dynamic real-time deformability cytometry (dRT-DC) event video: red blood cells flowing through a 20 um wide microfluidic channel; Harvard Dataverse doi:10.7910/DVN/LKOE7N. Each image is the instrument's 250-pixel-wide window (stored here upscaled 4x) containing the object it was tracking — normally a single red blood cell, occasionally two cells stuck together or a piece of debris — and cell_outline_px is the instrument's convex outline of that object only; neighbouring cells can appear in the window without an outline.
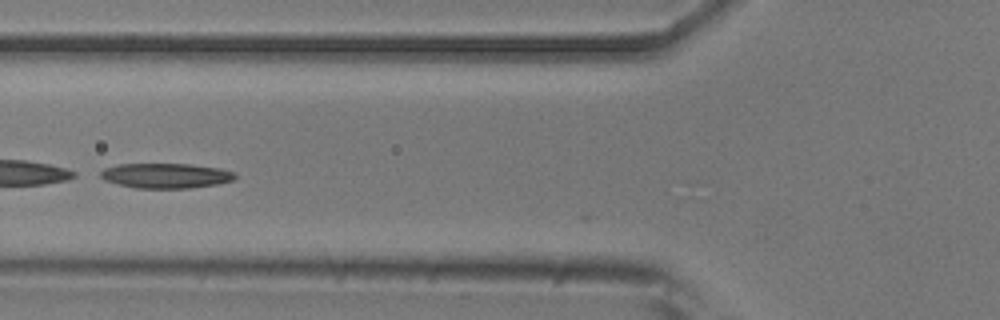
{"species": "common noctule bat (a hibernating species)", "species_latin": "Nyctalus noctula", "temperature_condition": "room temperature", "stored_images_in_passage": 8, "camera_frame_rate_fps": 3000, "um_per_image_px": 0.085, "animal": {"sex": "male", "body_mass_g": 20.5, "forearm_length_mm": 52.5}, "frame": {"image": 1, "passage_image": 5, "time_ms": 1.333, "image_size_px": [1000, 320], "cell_outline_px": [[236, 176], [232, 180], [216, 184], [188, 188], [136, 188], [104, 180], [100, 176], [100, 172], [104, 168], [116, 164], [188, 164], [220, 168], [236, 172]], "centroid_in_image_um": [14.08, 14.92], "position_along_channel_um": 111.7, "area_um2": 19.48}}
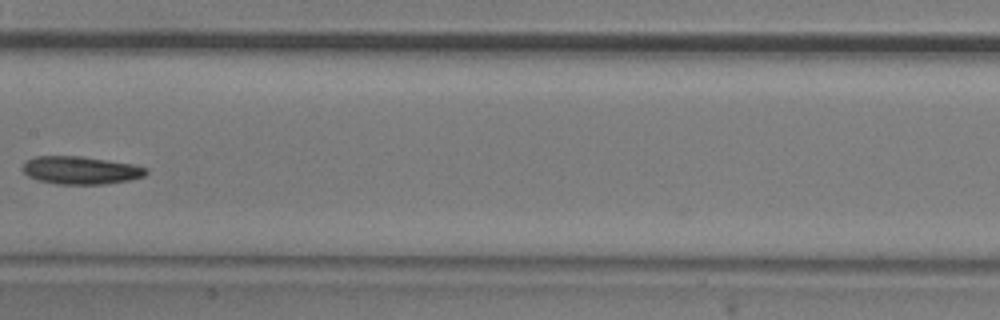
{"frame": {"image": 2, "passage_image": 7, "time_ms": 2.0, "image_size_px": [1000, 320], "cell_outline_px": [[148, 172], [144, 176], [128, 180], [104, 184], [56, 184], [36, 180], [28, 176], [24, 172], [24, 164], [28, 160], [36, 156], [80, 156], [132, 164], [148, 168]], "centroid_in_image_um": [6.86, 14.48], "position_along_channel_um": 200.5, "area_um2": 19.88}}
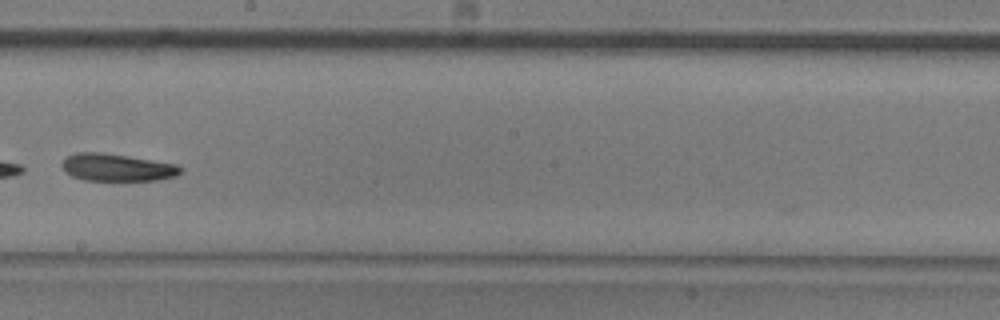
{"frame": {"image": 3, "passage_image": 8, "time_ms": 2.333, "image_size_px": [1000, 320], "cell_outline_px": [[184, 168], [176, 176], [160, 180], [84, 180], [72, 176], [64, 172], [60, 164], [64, 156], [76, 152], [100, 152], [128, 156], [176, 164]], "centroid_in_image_um": [9.89, 14.23], "position_along_channel_um": 238.3, "area_um2": 19.13}}